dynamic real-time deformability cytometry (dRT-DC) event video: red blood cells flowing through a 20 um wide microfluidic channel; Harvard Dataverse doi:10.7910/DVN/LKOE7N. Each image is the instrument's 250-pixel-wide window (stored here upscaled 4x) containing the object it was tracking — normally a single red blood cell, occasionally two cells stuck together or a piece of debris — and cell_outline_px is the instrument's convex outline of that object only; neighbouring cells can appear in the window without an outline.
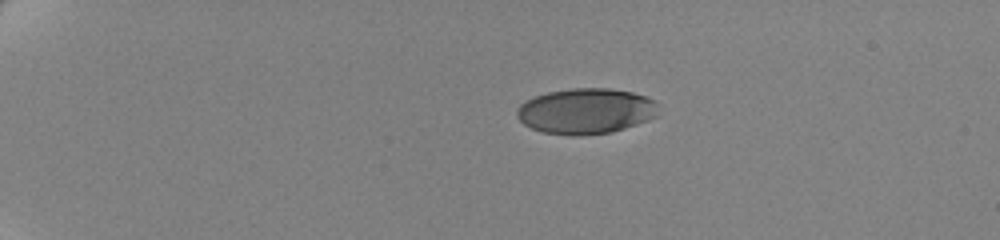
{"species": "human", "species_latin": "Homo sapiens", "temperature_condition": "cold", "stored_images_in_passage": 48, "camera_frame_rate_fps": 3000, "um_per_image_px": 0.085, "donor": {"sex": "female"}, "frame": {"image": 1, "passage_image": 1, "time_ms": 0.0, "image_size_px": [1000, 240], "cell_outline_px": [[660, 104], [656, 116], [648, 120], [612, 132], [580, 136], [572, 136], [544, 132], [532, 128], [524, 124], [516, 116], [516, 108], [524, 100], [548, 92], [572, 88], [608, 88], [632, 92], [644, 96]], "centroid_in_image_um": [49.79, 9.44], "position_along_channel_um": 35.2, "area_um2": 37.74}}
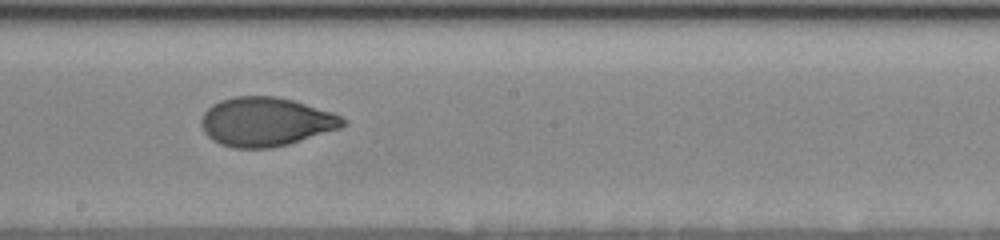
{"frame": {"image": 2, "passage_image": 25, "time_ms": 8.0, "image_size_px": [1000, 240], "cell_outline_px": [[348, 124], [340, 128], [288, 144], [268, 148], [236, 148], [220, 144], [212, 140], [204, 132], [200, 124], [200, 120], [204, 112], [212, 104], [220, 100], [232, 96], [276, 96], [292, 100], [332, 112], [340, 116]], "centroid_in_image_um": [22.56, 10.34], "position_along_channel_um": 225.6, "area_um2": 40.34}}
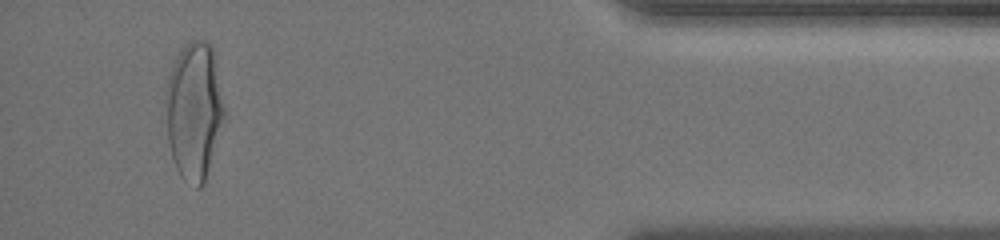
{"frame": {"image": 3, "passage_image": 45, "time_ms": 14.667, "image_size_px": [1000, 240], "cell_outline_px": [[228, 116], [204, 184], [200, 188], [196, 188], [184, 180], [180, 176], [176, 168], [168, 144], [160, 116], [164, 92], [168, 76], [172, 64], [176, 56], [192, 40], [204, 40], [212, 44], [216, 52]], "centroid_in_image_um": [16.5, 9.42], "position_along_channel_um": 418.7, "area_um2": 50.11}, "authors_computed_cell_mechanics": {"area_um2": 40.3444, "velocity_mm_per_s": 3.4923, "shape_relaxation_time_tau1_ms": 4.2551, "shape_relaxation_time_tau2_ms": 0.6842, "deformation_change_tau1": 0.1704, "deformation_change_tau2": 0.0461}}